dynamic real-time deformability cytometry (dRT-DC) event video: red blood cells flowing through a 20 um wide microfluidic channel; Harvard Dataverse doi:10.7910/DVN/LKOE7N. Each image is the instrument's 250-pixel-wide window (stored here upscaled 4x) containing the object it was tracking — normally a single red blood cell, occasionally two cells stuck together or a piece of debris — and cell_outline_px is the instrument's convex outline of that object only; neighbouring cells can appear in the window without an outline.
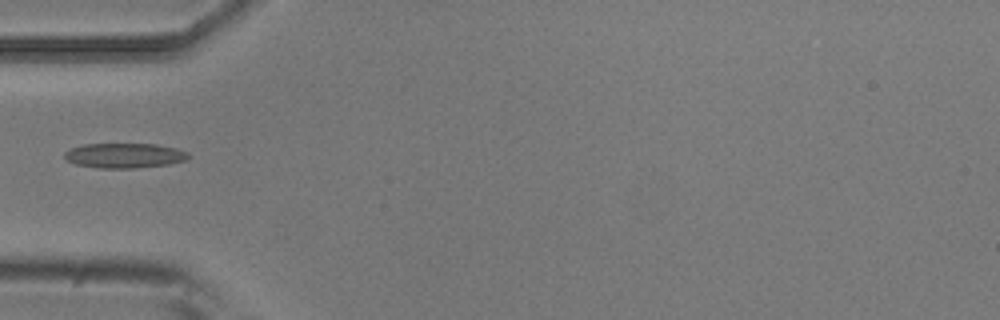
{"species": "common noctule bat (a hibernating species)", "species_latin": "Nyctalus noctula", "temperature_condition": "room temperature", "stored_images_in_passage": 5, "camera_frame_rate_fps": 3000, "um_per_image_px": 0.085, "animal": {"sex": "male", "body_mass_g": 20.5, "forearm_length_mm": 52.5}, "frame": {"image": 1, "passage_image": 5, "time_ms": 1.333, "image_size_px": [1000, 320], "cell_outline_px": [[192, 156], [188, 160], [168, 164], [136, 168], [100, 168], [76, 164], [68, 160], [64, 156], [64, 152], [72, 148], [84, 144], [156, 144], [176, 148], [188, 152]], "centroid_in_image_um": [10.64, 13.22], "position_along_channel_um": 74.4, "area_um2": 17.98}}